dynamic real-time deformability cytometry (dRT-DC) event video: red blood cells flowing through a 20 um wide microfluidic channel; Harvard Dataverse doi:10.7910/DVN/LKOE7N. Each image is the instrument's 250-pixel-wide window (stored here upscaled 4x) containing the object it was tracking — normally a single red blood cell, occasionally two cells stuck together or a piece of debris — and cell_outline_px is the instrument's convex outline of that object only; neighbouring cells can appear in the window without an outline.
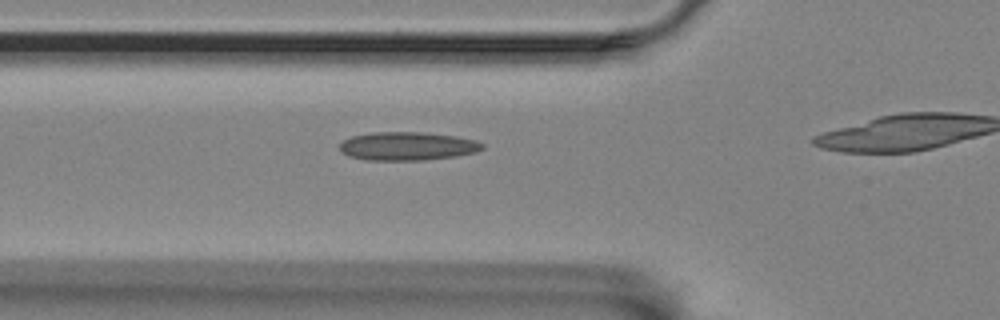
{"species": "Egyptian fruit bat (a non-hibernating species)", "species_latin": "Rousettus aegyptiacus", "temperature_condition": "room temperature", "stored_images_in_passage": 13, "camera_frame_rate_fps": 3000, "um_per_image_px": 0.085, "animal": {"sex": "female"}, "frame": {"image": 1, "passage_image": 8, "time_ms": 2.333, "image_size_px": [1000, 320], "cell_outline_px": [[484, 148], [476, 152], [456, 156], [420, 160], [368, 160], [348, 156], [340, 148], [340, 144], [344, 140], [352, 136], [372, 132], [424, 132], [456, 136], [476, 140], [484, 144]], "centroid_in_image_um": [34.66, 12.41], "position_along_channel_um": 91.1, "area_um2": 23.58}}